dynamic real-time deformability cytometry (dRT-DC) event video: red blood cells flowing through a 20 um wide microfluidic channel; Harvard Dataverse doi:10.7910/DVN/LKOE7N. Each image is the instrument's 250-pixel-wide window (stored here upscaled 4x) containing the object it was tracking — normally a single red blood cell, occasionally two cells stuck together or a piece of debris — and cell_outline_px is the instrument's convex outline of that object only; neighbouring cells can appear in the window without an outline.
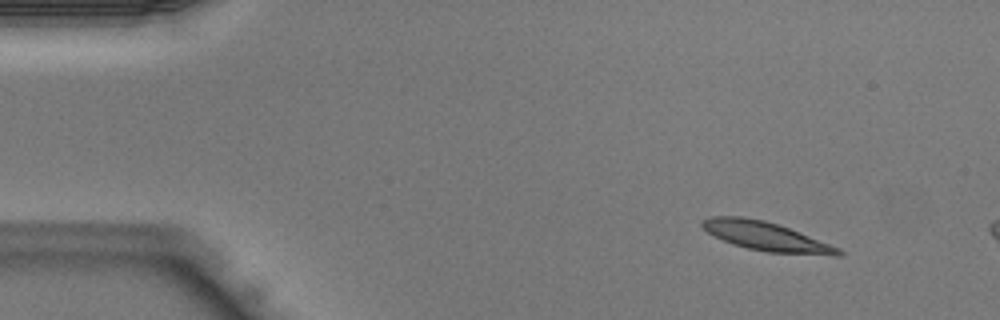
{"species": "Egyptian fruit bat (a non-hibernating species)", "species_latin": "Rousettus aegyptiacus", "temperature_condition": "warm", "stored_images_in_passage": 6, "camera_frame_rate_fps": 3000, "um_per_image_px": 0.085, "animal": {"sex": "male"}, "frame": {"image": 1, "passage_image": 1, "time_ms": 0.0, "image_size_px": [1000, 320], "cell_outline_px": [[844, 256], [832, 256], [768, 252], [748, 248], [732, 244], [708, 232], [700, 224], [700, 220], [708, 216], [740, 216], [764, 220], [788, 228], [840, 248], [844, 252]], "centroid_in_image_um": [65.13, 20.1], "position_along_channel_um": 19.9, "area_um2": 22.83}}